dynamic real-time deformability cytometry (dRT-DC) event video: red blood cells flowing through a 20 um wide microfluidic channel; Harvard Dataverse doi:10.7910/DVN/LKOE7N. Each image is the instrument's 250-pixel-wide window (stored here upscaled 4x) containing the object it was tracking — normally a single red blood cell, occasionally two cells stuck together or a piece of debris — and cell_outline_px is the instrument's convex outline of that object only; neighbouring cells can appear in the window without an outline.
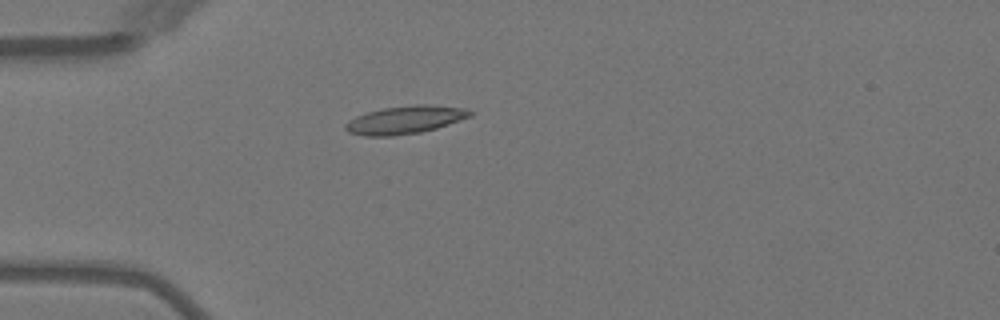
{"species": "Egyptian fruit bat (a non-hibernating species)", "species_latin": "Rousettus aegyptiacus", "temperature_condition": "warm", "stored_images_in_passage": 5, "camera_frame_rate_fps": 3000, "um_per_image_px": 0.085, "animal": {"sex": "female"}, "frame": {"image": 1, "passage_image": 4, "time_ms": 4.667, "image_size_px": [1000, 320], "cell_outline_px": [[472, 116], [436, 128], [420, 132], [392, 136], [364, 136], [348, 132], [344, 128], [344, 124], [348, 120], [356, 116], [368, 112], [384, 108], [416, 104], [424, 104], [464, 108], [472, 112]], "centroid_in_image_um": [34.39, 10.19], "position_along_channel_um": 50.6, "area_um2": 20.17}}